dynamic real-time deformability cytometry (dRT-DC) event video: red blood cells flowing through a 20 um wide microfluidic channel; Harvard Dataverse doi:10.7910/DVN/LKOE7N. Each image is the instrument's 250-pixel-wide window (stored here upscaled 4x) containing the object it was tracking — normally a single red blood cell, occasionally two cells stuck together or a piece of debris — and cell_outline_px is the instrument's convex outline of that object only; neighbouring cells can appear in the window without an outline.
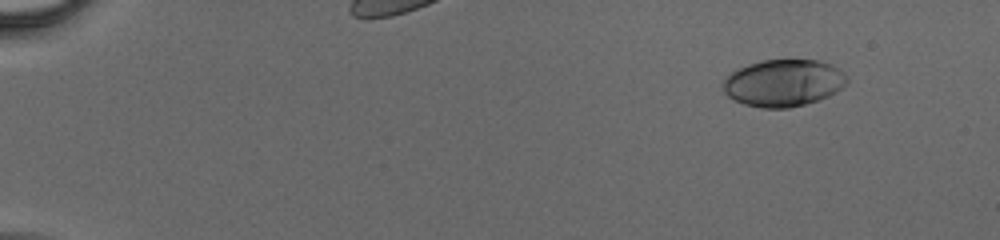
{"species": "human", "species_latin": "Homo sapiens", "temperature_condition": "cold", "stored_images_in_passage": 32, "camera_frame_rate_fps": 3000, "um_per_image_px": 0.085, "donor": {"sex": "male"}, "frame": {"image": 1, "passage_image": 6, "time_ms": 1.667, "image_size_px": [1000, 240], "cell_outline_px": [[848, 80], [836, 92], [828, 96], [804, 104], [788, 108], [760, 108], [744, 104], [728, 96], [724, 92], [724, 80], [732, 72], [748, 64], [764, 60], [816, 60], [832, 64], [848, 76]], "centroid_in_image_um": [66.61, 7.05], "position_along_channel_um": 18.4, "area_um2": 33.64}}
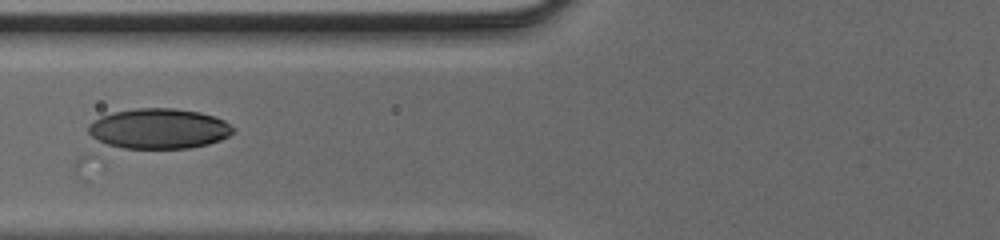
{"frame": {"image": 2, "passage_image": 22, "time_ms": 7.0, "image_size_px": [1000, 240], "cell_outline_px": [[236, 132], [220, 140], [208, 144], [188, 148], [124, 148], [108, 144], [92, 136], [88, 132], [88, 124], [100, 116], [112, 112], [136, 108], [176, 108], [200, 112], [224, 120], [236, 128]], "centroid_in_image_um": [13.53, 10.92], "position_along_channel_um": 112.3, "area_um2": 33.99}}
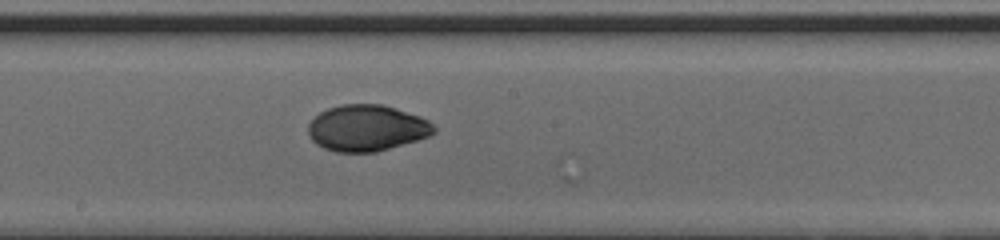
{"frame": {"image": 3, "passage_image": 29, "time_ms": 9.333, "image_size_px": [1000, 240], "cell_outline_px": [[436, 132], [428, 136], [416, 140], [376, 152], [336, 152], [324, 148], [316, 144], [308, 136], [308, 124], [320, 112], [328, 108], [340, 104], [380, 104], [396, 108], [420, 116], [428, 120], [436, 128]], "centroid_in_image_um": [31.16, 10.88], "position_along_channel_um": 217.0, "area_um2": 33.87}}